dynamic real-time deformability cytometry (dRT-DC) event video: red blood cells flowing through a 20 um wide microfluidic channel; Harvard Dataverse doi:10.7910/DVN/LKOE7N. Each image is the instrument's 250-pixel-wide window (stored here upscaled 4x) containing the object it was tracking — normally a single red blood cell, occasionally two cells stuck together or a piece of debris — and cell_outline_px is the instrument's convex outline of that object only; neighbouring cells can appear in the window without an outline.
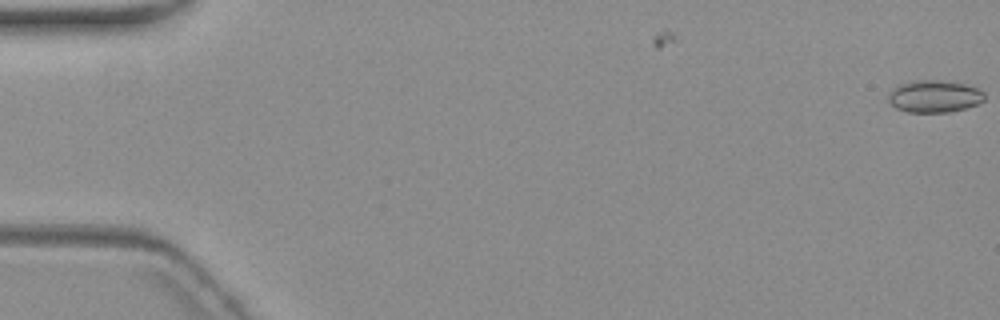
{"species": "common noctule bat (a hibernating species)", "species_latin": "Nyctalus noctula", "temperature_condition": "warm", "stored_images_in_passage": 6, "segment_of_instrument_passage": [2, 2], "camera_frame_rate_fps": 3000, "um_per_image_px": 0.085, "animal": {"sex": "female", "body_mass_g": 19.3, "forearm_length_mm": 54.1}, "frame": {"image": 1, "passage_image": 6, "time_ms": 6.0, "image_size_px": [1000, 320], "cell_outline_px": [[984, 100], [976, 104], [964, 108], [948, 112], [908, 112], [896, 108], [888, 100], [888, 96], [892, 88], [900, 84], [920, 80], [936, 80], [964, 84], [976, 88], [984, 92]], "centroid_in_image_um": [79.39, 8.19], "position_along_channel_um": 5.6, "area_um2": 17.74}}